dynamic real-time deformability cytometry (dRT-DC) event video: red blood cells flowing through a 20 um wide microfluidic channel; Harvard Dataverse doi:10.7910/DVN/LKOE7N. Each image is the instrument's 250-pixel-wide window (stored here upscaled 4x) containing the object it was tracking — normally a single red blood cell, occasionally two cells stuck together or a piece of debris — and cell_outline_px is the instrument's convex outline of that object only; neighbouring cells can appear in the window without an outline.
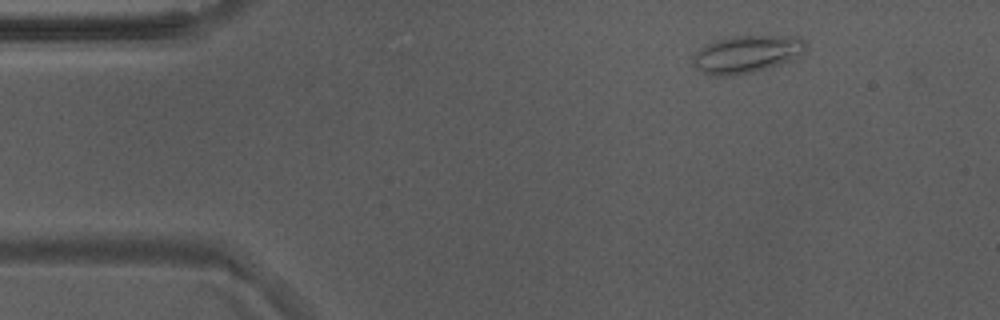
{"species": "Egyptian fruit bat (a non-hibernating species)", "species_latin": "Rousettus aegyptiacus", "temperature_condition": "warm", "stored_images_in_passage": 49, "camera_frame_rate_fps": 3000, "um_per_image_px": 0.085, "animal": {"sex": "male"}, "frame": {"image": 1, "passage_image": 3, "time_ms": 0.667, "image_size_px": [1000, 320], "cell_outline_px": [[804, 48], [800, 56], [780, 64], [768, 68], [752, 72], [732, 76], [708, 76], [696, 68], [692, 64], [692, 56], [704, 44], [716, 40], [732, 36], [800, 36], [804, 40]], "centroid_in_image_um": [63.41, 4.61], "position_along_channel_um": 21.6, "area_um2": 24.85}}
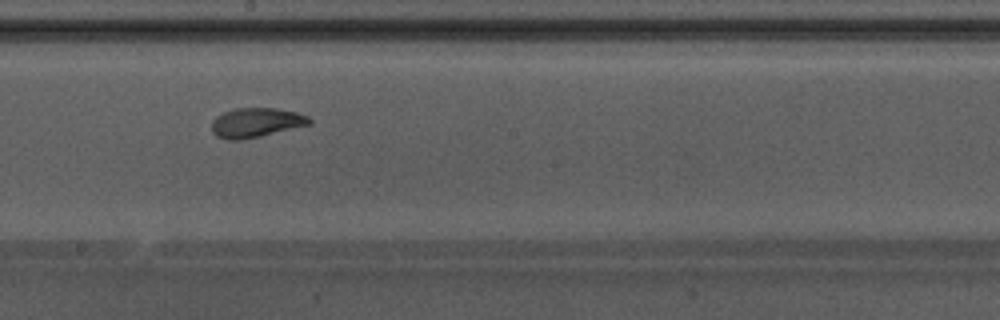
{"frame": {"image": 2, "passage_image": 25, "time_ms": 8.0, "image_size_px": [1000, 320], "cell_outline_px": [[312, 124], [260, 136], [240, 140], [228, 140], [216, 136], [212, 132], [212, 120], [216, 116], [224, 112], [236, 108], [276, 108], [296, 112], [308, 116], [312, 120]], "centroid_in_image_um": [21.76, 10.42], "position_along_channel_um": 226.4, "area_um2": 16.82}}
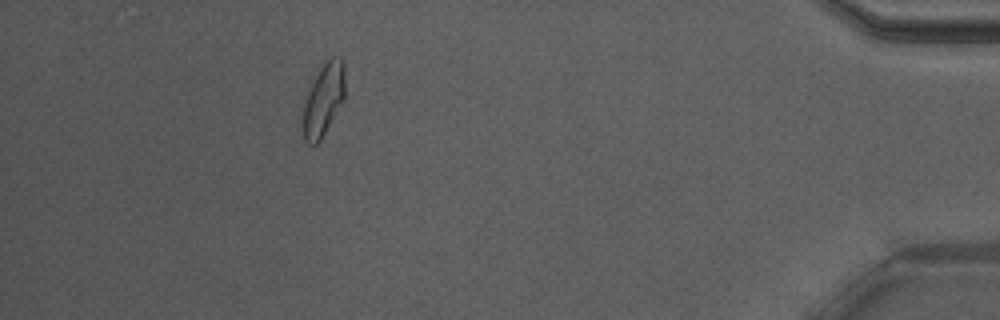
{"frame": {"image": 3, "passage_image": 44, "time_ms": 14.333, "image_size_px": [1000, 320], "cell_outline_px": [[344, 100], [320, 140], [316, 144], [308, 144], [300, 136], [300, 108], [308, 88], [312, 80], [320, 68], [332, 56], [340, 56], [344, 60]], "centroid_in_image_um": [27.41, 8.52], "position_along_channel_um": 407.8, "area_um2": 18.67}, "authors_computed_cell_mechanics": {"area_um2": 17.3978, "velocity_mm_per_s": 3.8209, "shape_relaxation_time_tau1_ms": 5.8159, "shape_relaxation_time_tau2_ms": 1.3803, "deformation_change_tau1": 0.1729, "deformation_change_tau2": 0.0701}}